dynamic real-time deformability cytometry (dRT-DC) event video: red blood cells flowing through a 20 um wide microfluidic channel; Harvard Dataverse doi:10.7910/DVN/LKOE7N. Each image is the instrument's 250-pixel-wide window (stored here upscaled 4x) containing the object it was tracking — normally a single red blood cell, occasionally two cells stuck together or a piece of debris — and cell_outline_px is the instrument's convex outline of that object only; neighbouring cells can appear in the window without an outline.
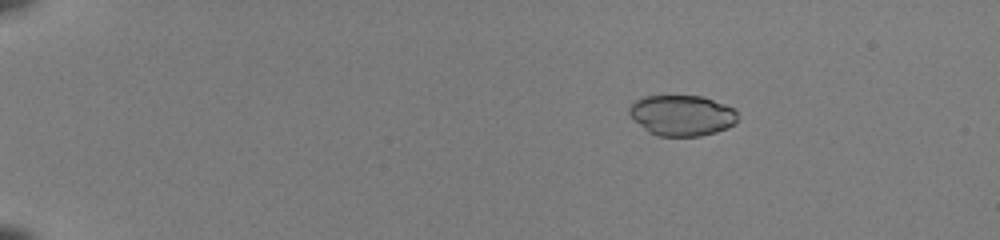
{"species": "common noctule bat (a hibernating species)", "species_latin": "Nyctalus noctula", "temperature_condition": "room temperature", "stored_images_in_passage": 43, "camera_frame_rate_fps": 3000, "um_per_image_px": 0.085, "animal": {"sex": "female", "body_mass_g": 22.0, "forearm_length_mm": 56.7}, "frame": {"image": 1, "passage_image": 1, "time_ms": 0.0, "image_size_px": [1000, 240], "cell_outline_px": [[736, 124], [728, 128], [716, 132], [700, 136], [660, 136], [648, 132], [628, 112], [628, 108], [636, 100], [644, 96], [704, 96], [736, 108]], "centroid_in_image_um": [58.0, 9.8], "position_along_channel_um": 27.0, "area_um2": 25.72}}
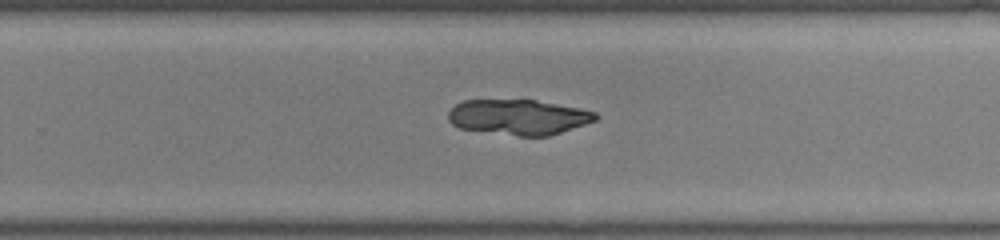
{"frame": {"image": 2, "passage_image": 28, "time_ms": 9.0, "image_size_px": [1000, 240], "cell_outline_px": [[600, 116], [596, 120], [548, 136], [520, 136], [460, 128], [452, 124], [448, 120], [448, 112], [456, 104], [464, 100], [536, 100], [580, 108], [596, 112]], "centroid_in_image_um": [44.08, 9.94], "position_along_channel_um": 285.7, "area_um2": 30.11}}
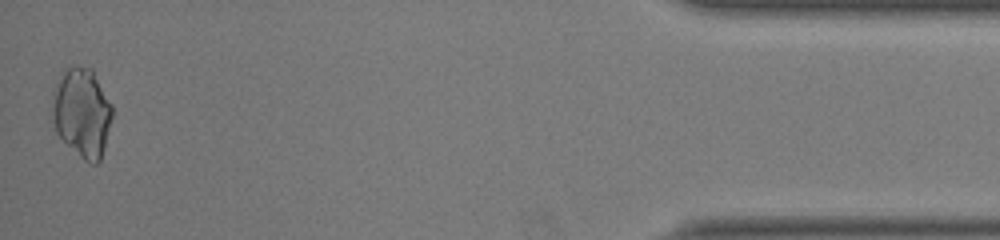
{"frame": {"image": 3, "passage_image": 43, "time_ms": 14.0, "image_size_px": [1000, 240], "cell_outline_px": [[112, 116], [104, 148], [100, 160], [96, 164], [88, 164], [56, 132], [52, 112], [52, 88], [60, 72], [72, 64], [76, 64], [92, 68], [112, 104]], "centroid_in_image_um": [6.95, 9.49], "position_along_channel_um": 428.3, "area_um2": 31.56}}